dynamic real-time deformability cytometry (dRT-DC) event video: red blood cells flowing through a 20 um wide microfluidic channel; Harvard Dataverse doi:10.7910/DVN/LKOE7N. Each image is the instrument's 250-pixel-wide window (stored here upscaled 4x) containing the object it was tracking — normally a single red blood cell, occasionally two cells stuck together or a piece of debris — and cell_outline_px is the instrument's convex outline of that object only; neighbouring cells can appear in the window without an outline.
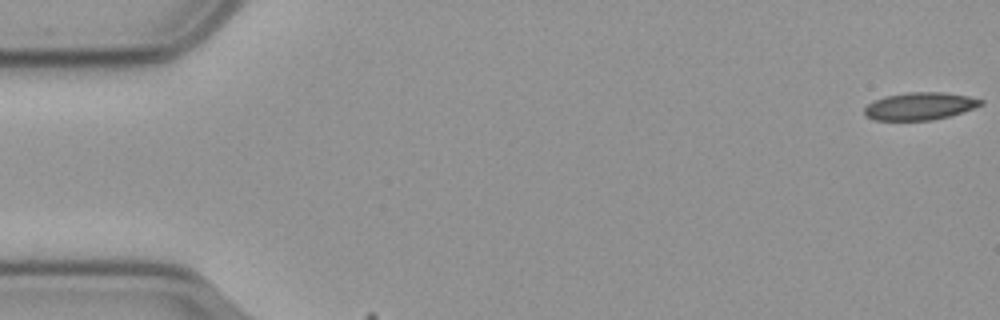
{"species": "common noctule bat (a hibernating species)", "species_latin": "Nyctalus noctula", "temperature_condition": "cold", "stored_images_in_passage": 42, "camera_frame_rate_fps": 3000, "um_per_image_px": 0.085, "animal": {"sex": "male", "body_mass_g": 23.1, "forearm_length_mm": 52.7}, "frame": {"image": 1, "passage_image": 1, "time_ms": 0.0, "image_size_px": [1000, 320], "cell_outline_px": [[984, 104], [948, 116], [932, 120], [876, 120], [864, 116], [864, 108], [872, 100], [884, 96], [908, 92], [944, 92], [968, 96], [984, 100]], "centroid_in_image_um": [78.14, 9.01], "position_along_channel_um": 6.9, "area_um2": 18.67}}
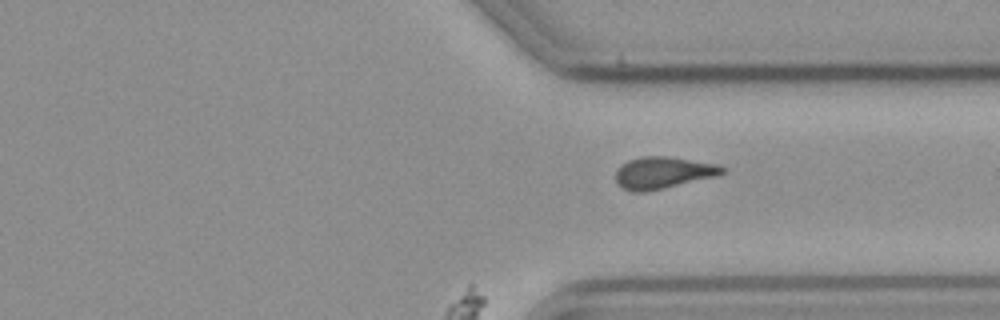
{"frame": {"image": 2, "passage_image": 42, "time_ms": 13.667, "image_size_px": [1000, 320], "cell_outline_px": [[724, 172], [716, 176], [664, 188], [644, 192], [632, 192], [624, 188], [616, 180], [616, 168], [620, 164], [628, 160], [640, 156], [668, 156], [716, 164], [724, 168]], "centroid_in_image_um": [56.31, 14.67], "position_along_channel_um": 355.1, "area_um2": 19.65}}